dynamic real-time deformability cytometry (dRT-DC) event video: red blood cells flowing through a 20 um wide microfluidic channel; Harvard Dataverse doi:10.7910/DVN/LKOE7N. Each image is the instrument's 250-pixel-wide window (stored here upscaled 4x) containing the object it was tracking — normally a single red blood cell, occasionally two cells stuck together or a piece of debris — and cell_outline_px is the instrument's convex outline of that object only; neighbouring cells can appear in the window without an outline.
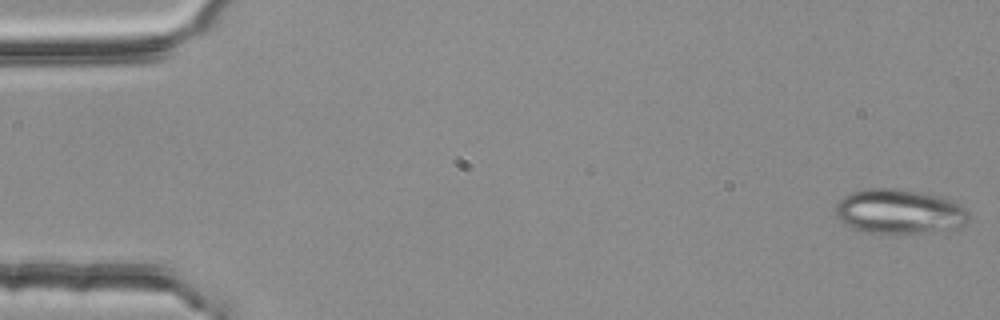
{"species": "common noctule bat (a hibernating species)", "species_latin": "Nyctalus noctula", "temperature_condition": "room temperature", "stored_images_in_passage": 4, "camera_frame_rate_fps": 3000, "um_per_image_px": 0.085, "animal": {"sex": "female", "body_mass_g": 25.1}, "frame": {"image": 1, "passage_image": 1, "time_ms": 0.0, "image_size_px": [1000, 320], "cell_outline_px": [[972, 220], [968, 224], [956, 228], [924, 232], [864, 232], [852, 228], [844, 224], [836, 216], [836, 204], [844, 196], [852, 192], [868, 188], [896, 188], [936, 196], [960, 204], [968, 212]], "centroid_in_image_um": [76.44, 17.98], "position_along_channel_um": 8.6, "area_um2": 34.28}}